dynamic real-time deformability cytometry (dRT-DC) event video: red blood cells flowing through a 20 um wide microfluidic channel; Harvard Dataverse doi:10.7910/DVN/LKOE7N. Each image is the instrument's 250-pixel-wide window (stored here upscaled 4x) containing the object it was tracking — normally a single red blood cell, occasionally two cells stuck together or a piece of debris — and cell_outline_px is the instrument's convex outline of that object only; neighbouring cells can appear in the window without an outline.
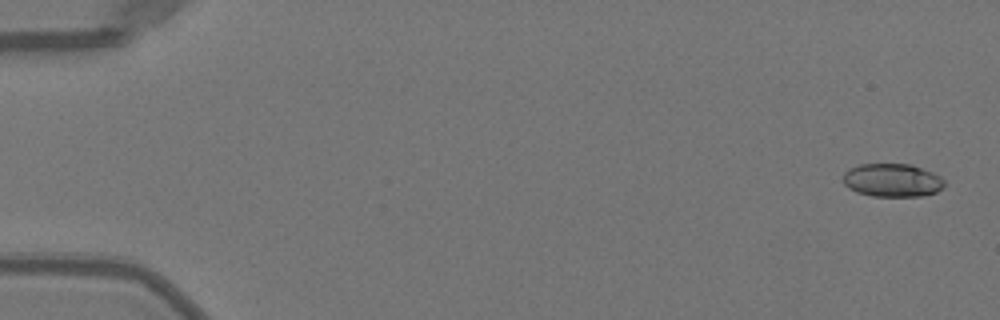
{"species": "Egyptian fruit bat (a non-hibernating species)", "species_latin": "Rousettus aegyptiacus", "temperature_condition": "warm", "stored_images_in_passage": 51, "camera_frame_rate_fps": 3000, "um_per_image_px": 0.085, "animal": {"sex": "female"}, "frame": {"image": 1, "passage_image": 2, "time_ms": 0.333, "image_size_px": [1000, 320], "cell_outline_px": [[944, 188], [936, 192], [924, 196], [872, 196], [856, 192], [848, 188], [844, 184], [844, 172], [848, 168], [860, 164], [912, 164], [932, 172], [940, 176], [944, 180]], "centroid_in_image_um": [75.85, 15.32], "position_along_channel_um": 9.2, "area_um2": 19.83}}
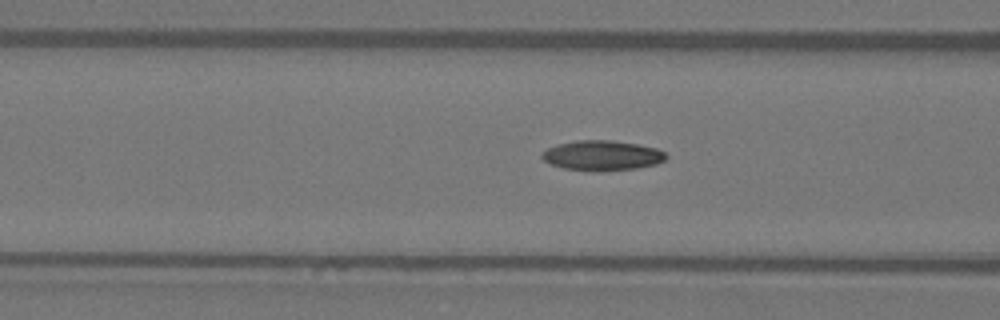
{"frame": {"image": 2, "passage_image": 21, "time_ms": 6.667, "image_size_px": [1000, 320], "cell_outline_px": [[668, 156], [664, 160], [656, 164], [636, 168], [596, 172], [564, 168], [552, 164], [544, 160], [540, 156], [540, 152], [548, 148], [560, 144], [576, 140], [612, 140], [636, 144], [656, 148], [664, 152]], "centroid_in_image_um": [51.17, 13.22], "position_along_channel_um": 115.4, "area_um2": 21.68}}
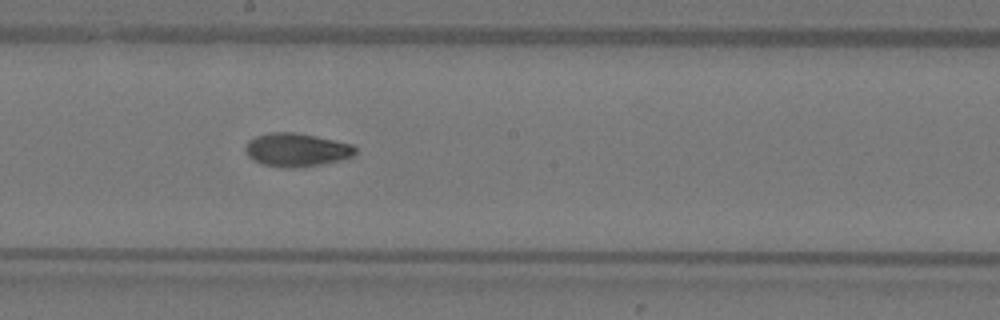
{"frame": {"image": 3, "passage_image": 29, "time_ms": 9.333, "image_size_px": [1000, 320], "cell_outline_px": [[356, 156], [340, 160], [320, 164], [296, 168], [280, 168], [264, 164], [248, 156], [244, 148], [248, 140], [256, 136], [268, 132], [296, 132], [316, 136], [352, 144], [356, 148]], "centroid_in_image_um": [25.21, 12.73], "position_along_channel_um": 223.0, "area_um2": 21.5}, "authors_computed_cell_mechanics": {"area_um2": 20.4612, "velocity_mm_per_s": 4.0211, "shape_relaxation_time_tau1_ms": 10.7251, "shape_relaxation_time_tau2_ms": 2.4218, "deformation_change_tau1": 0.286, "deformation_change_tau2": 0.0711}}